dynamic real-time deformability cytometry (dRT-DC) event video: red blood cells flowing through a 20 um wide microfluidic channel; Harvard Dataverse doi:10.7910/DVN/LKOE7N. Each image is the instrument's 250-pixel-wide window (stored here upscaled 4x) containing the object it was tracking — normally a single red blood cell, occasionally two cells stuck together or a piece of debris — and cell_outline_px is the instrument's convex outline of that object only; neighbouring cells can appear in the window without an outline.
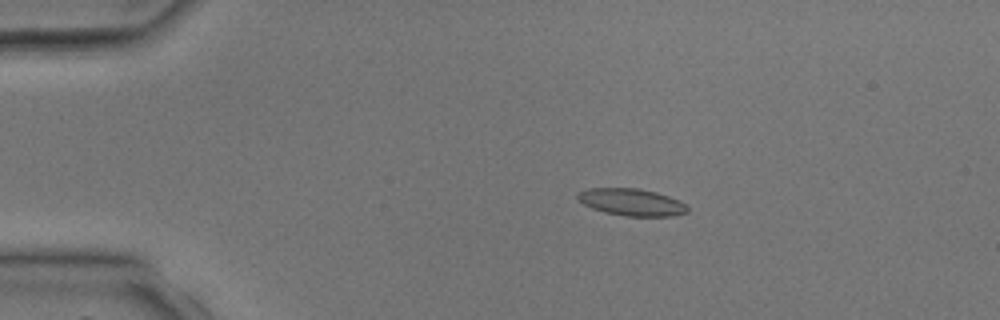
{"species": "common noctule bat (a hibernating species)", "species_latin": "Nyctalus noctula", "temperature_condition": "room temperature", "stored_images_in_passage": 2, "camera_frame_rate_fps": 3000, "um_per_image_px": 0.085, "animal": {"sex": "male", "body_mass_g": 17.9, "forearm_length_mm": 54.2}, "frame": {"image": 1, "passage_image": 1, "time_ms": 0.0, "image_size_px": [1000, 320], "cell_outline_px": [[688, 212], [672, 216], [624, 216], [604, 212], [592, 208], [584, 204], [576, 196], [580, 192], [588, 188], [640, 188], [656, 192], [680, 200], [688, 208]], "centroid_in_image_um": [53.7, 17.18], "position_along_channel_um": 31.3, "area_um2": 17.28}}